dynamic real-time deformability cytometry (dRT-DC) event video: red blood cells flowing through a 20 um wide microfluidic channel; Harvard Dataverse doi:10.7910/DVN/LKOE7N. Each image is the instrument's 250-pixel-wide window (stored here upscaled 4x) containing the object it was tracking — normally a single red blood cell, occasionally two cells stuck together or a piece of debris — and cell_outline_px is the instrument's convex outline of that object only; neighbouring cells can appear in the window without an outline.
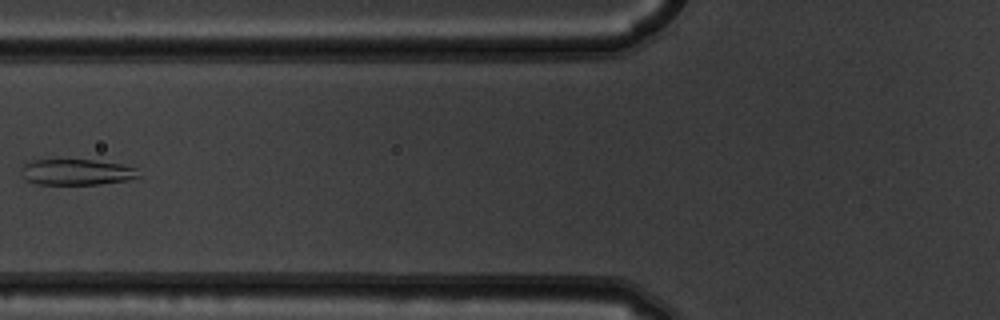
{"species": "common noctule bat (a hibernating species)", "species_latin": "Nyctalus noctula", "temperature_condition": "warm", "stored_images_in_passage": 8, "camera_frame_rate_fps": 3000, "um_per_image_px": 0.085, "animal": {"sex": "male", "body_mass_g": 19.5, "forearm_length_mm": 54.6}, "frame": {"image": 1, "passage_image": 7, "time_ms": 2.0, "image_size_px": [1000, 320], "cell_outline_px": [[140, 176], [128, 180], [100, 184], [40, 184], [28, 180], [20, 176], [20, 168], [28, 160], [92, 160], [120, 164], [136, 168]], "centroid_in_image_um": [6.47, 14.62], "position_along_channel_um": 119.3, "area_um2": 17.69}}